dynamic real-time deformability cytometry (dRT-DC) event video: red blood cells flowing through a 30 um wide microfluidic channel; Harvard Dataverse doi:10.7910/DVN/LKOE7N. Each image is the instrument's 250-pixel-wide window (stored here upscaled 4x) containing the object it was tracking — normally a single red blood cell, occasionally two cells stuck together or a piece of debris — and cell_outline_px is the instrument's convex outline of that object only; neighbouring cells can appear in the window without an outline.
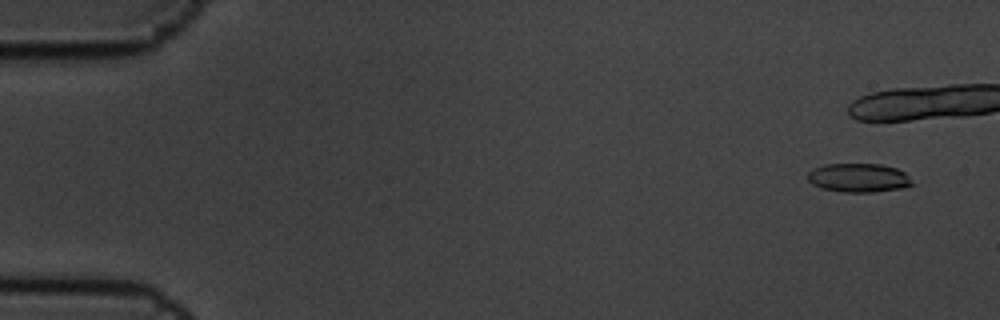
{"species": "common noctule bat (a hibernating species)", "species_latin": "Nyctalus noctula", "temperature_condition": "cold", "stored_images_in_passage": 6, "camera_frame_rate_fps": 3000, "um_per_image_px": 0.085, "animal": {"sex": "male", "body_mass_g": 19.5, "forearm_length_mm": 54.6}, "frame": {"image": 1, "passage_image": 1, "time_ms": 0.0, "image_size_px": [1000, 320], "cell_outline_px": [[916, 184], [904, 188], [872, 192], [844, 192], [820, 188], [812, 184], [808, 180], [808, 172], [824, 164], [880, 164], [896, 168], [904, 172]], "centroid_in_image_um": [73.01, 15.12], "position_along_channel_um": 12.0, "area_um2": 17.63}}